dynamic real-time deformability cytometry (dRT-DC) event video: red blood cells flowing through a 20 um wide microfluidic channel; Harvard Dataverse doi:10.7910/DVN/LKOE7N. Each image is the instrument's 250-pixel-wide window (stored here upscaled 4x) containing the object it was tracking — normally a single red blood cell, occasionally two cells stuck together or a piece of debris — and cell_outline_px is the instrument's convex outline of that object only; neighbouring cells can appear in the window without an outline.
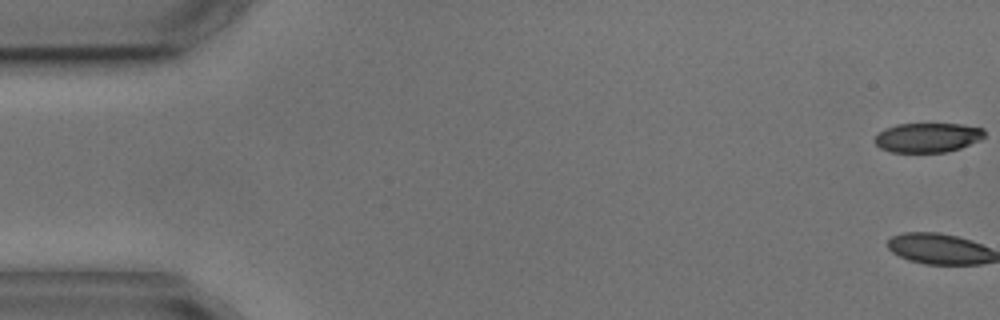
{"species": "common noctule bat (a hibernating species)", "species_latin": "Nyctalus noctula", "temperature_condition": "cold", "stored_images_in_passage": 5, "camera_frame_rate_fps": 3000, "um_per_image_px": 0.085, "animal": {"sex": "male", "body_mass_g": 17.9, "forearm_length_mm": 54.2}, "frame": {"image": 1, "passage_image": 1, "time_ms": 0.0, "image_size_px": [1000, 320], "cell_outline_px": [[984, 136], [980, 140], [960, 148], [944, 152], [892, 152], [880, 148], [872, 140], [884, 128], [896, 124], [960, 124], [984, 128]], "centroid_in_image_um": [78.83, 11.69], "position_along_channel_um": 6.2, "area_um2": 18.84}}